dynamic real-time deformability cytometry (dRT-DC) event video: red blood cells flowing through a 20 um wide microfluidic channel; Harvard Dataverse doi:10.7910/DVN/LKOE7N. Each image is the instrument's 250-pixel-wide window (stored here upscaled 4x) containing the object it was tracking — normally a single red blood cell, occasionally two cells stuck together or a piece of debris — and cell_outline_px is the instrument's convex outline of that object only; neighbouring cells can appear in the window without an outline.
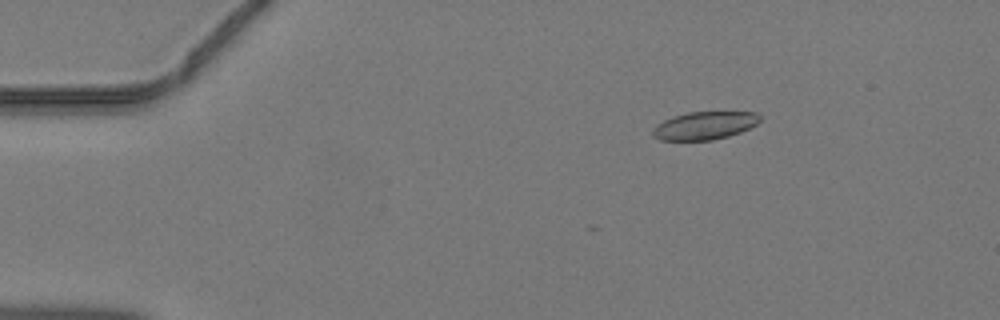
{"species": "common noctule bat (a hibernating species)", "species_latin": "Nyctalus noctula", "temperature_condition": "warm", "stored_images_in_passage": 45, "camera_frame_rate_fps": 3000, "um_per_image_px": 0.085, "animal": {"sex": "male", "body_mass_g": 19.2, "forearm_length_mm": 51.8}, "frame": {"image": 1, "passage_image": 6, "time_ms": 1.667, "image_size_px": [1000, 320], "cell_outline_px": [[760, 120], [756, 124], [740, 132], [728, 136], [712, 140], [660, 140], [652, 136], [652, 128], [656, 124], [672, 116], [688, 112], [756, 112], [760, 116]], "centroid_in_image_um": [59.84, 10.67], "position_along_channel_um": 25.2, "area_um2": 17.46}}
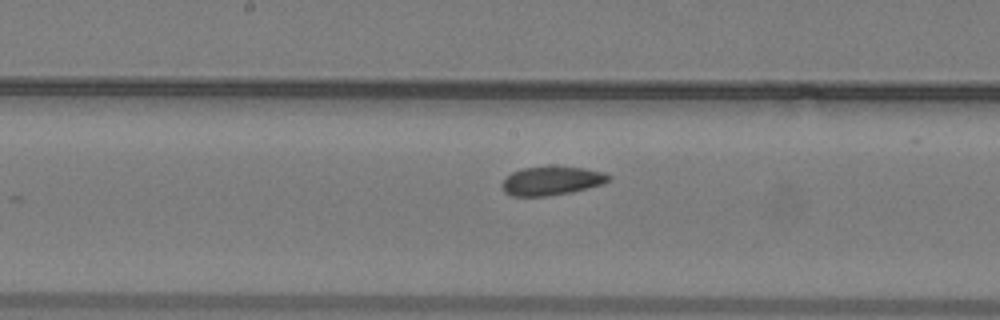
{"frame": {"image": 2, "passage_image": 23, "time_ms": 7.333, "image_size_px": [1000, 320], "cell_outline_px": [[612, 180], [604, 184], [572, 192], [544, 196], [512, 196], [504, 192], [500, 184], [512, 172], [520, 168], [584, 168], [604, 172], [612, 176]], "centroid_in_image_um": [46.91, 15.39], "position_along_channel_um": 201.3, "area_um2": 17.63}}
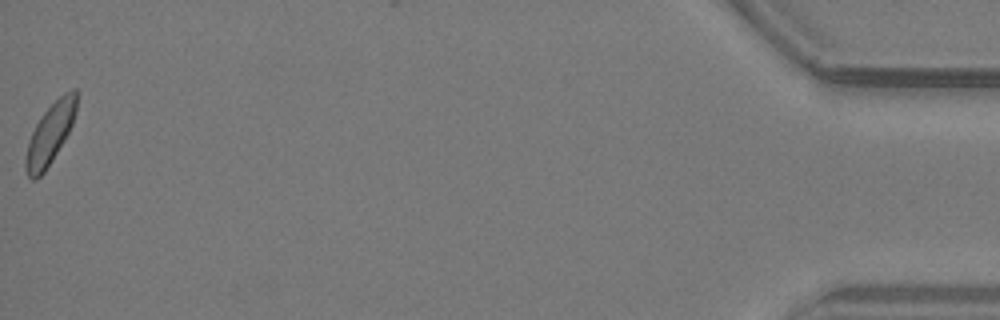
{"frame": {"image": 3, "passage_image": 45, "time_ms": 14.667, "image_size_px": [1000, 320], "cell_outline_px": [[76, 112], [72, 124], [64, 140], [44, 172], [36, 180], [32, 180], [28, 176], [24, 168], [24, 160], [28, 140], [40, 116], [64, 92], [72, 88], [76, 88]], "centroid_in_image_um": [4.23, 11.39], "position_along_channel_um": 431.0, "area_um2": 17.86}}